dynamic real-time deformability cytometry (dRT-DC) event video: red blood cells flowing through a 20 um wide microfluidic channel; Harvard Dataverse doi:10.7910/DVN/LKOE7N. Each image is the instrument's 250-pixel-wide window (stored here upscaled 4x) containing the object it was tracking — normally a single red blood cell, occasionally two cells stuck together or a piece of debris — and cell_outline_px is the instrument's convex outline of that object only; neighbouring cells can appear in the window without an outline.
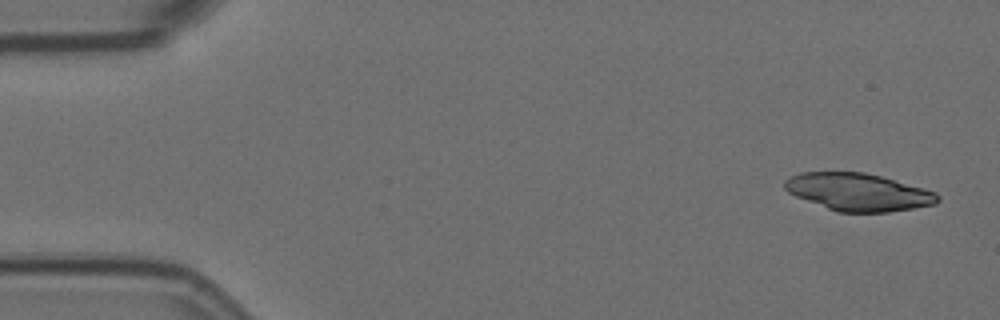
{"species": "Egyptian fruit bat (a non-hibernating species)", "species_latin": "Rousettus aegyptiacus", "temperature_condition": "room temperature", "stored_images_in_passage": 7, "camera_frame_rate_fps": 3000, "um_per_image_px": 0.085, "animal": {"sex": "female"}, "frame": {"image": 1, "passage_image": 1, "time_ms": 0.0, "image_size_px": [1000, 320], "cell_outline_px": [[940, 200], [936, 204], [888, 212], [836, 212], [796, 196], [788, 192], [784, 188], [784, 180], [800, 172], [864, 172], [880, 176], [924, 188], [936, 192], [940, 196]], "centroid_in_image_um": [72.95, 16.32], "position_along_channel_um": 12.0, "area_um2": 33.35}}